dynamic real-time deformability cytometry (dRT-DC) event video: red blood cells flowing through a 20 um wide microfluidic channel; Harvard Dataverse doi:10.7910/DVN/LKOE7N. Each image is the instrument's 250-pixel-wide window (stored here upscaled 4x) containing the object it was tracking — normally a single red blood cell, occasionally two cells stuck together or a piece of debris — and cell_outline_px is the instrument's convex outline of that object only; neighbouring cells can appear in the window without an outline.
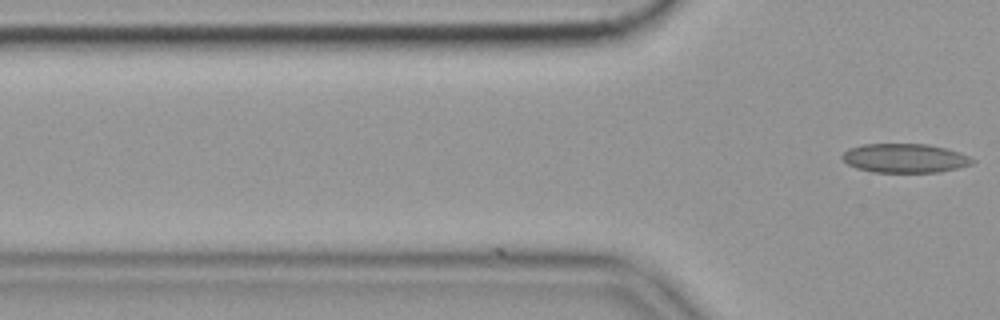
{"species": "common noctule bat (a hibernating species)", "species_latin": "Nyctalus noctula", "temperature_condition": "cold", "stored_images_in_passage": 4, "camera_frame_rate_fps": 3000, "um_per_image_px": 0.085, "animal": {"sex": "female", "body_mass_g": 19.9}, "frame": {"image": 1, "passage_image": 4, "time_ms": 1.0, "image_size_px": [1000, 320], "cell_outline_px": [[972, 164], [960, 168], [940, 172], [872, 172], [856, 168], [848, 164], [840, 156], [848, 148], [864, 144], [928, 144], [960, 152], [968, 156], [972, 160]], "centroid_in_image_um": [76.89, 13.45], "position_along_channel_um": 48.9, "area_um2": 22.02}}